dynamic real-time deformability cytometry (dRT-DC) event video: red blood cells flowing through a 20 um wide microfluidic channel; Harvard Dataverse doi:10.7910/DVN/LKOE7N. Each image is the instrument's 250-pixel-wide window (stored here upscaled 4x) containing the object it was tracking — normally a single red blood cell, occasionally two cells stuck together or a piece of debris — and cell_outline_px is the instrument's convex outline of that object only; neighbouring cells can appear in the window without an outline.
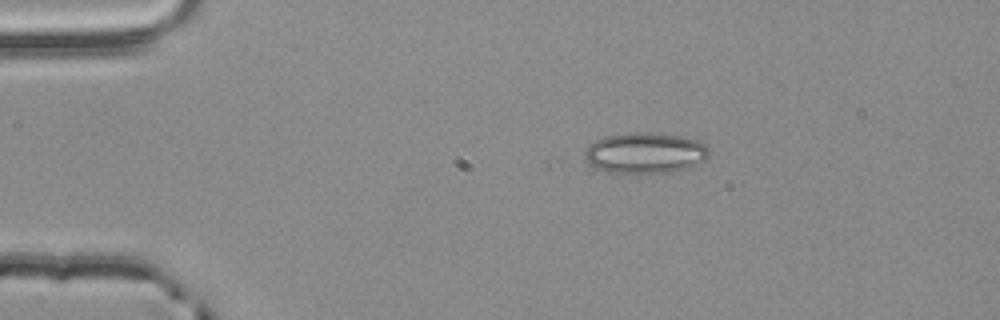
{"species": "common noctule bat (a hibernating species)", "species_latin": "Nyctalus noctula", "temperature_condition": "room temperature", "stored_images_in_passage": 5, "camera_frame_rate_fps": 3000, "um_per_image_px": 0.085, "animal": {"sex": "male", "body_mass_g": 20.4}, "frame": {"image": 1, "passage_image": 5, "time_ms": 1.333, "image_size_px": [1000, 320], "cell_outline_px": [[708, 156], [704, 160], [688, 168], [672, 172], [608, 172], [596, 168], [588, 164], [584, 160], [584, 152], [588, 144], [604, 136], [636, 132], [652, 132], [680, 136], [696, 140], [704, 144], [708, 148]], "centroid_in_image_um": [54.79, 12.99], "position_along_channel_um": 30.2, "area_um2": 29.54}}